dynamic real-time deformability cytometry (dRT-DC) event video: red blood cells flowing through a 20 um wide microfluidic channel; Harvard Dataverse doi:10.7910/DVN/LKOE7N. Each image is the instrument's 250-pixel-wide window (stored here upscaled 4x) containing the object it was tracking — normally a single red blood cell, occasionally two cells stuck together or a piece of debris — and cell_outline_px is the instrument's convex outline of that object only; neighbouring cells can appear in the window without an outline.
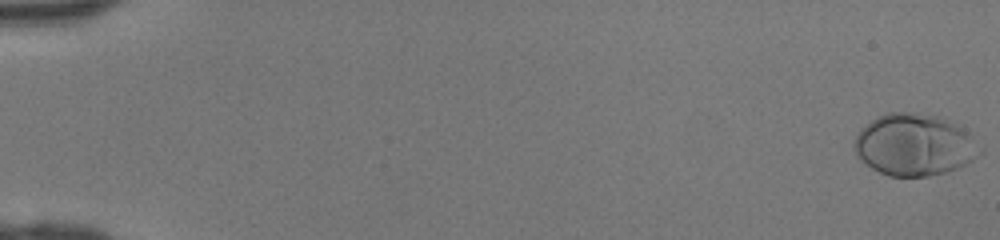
{"species": "human", "species_latin": "Homo sapiens", "temperature_condition": "room temperature", "stored_images_in_passage": 47, "camera_frame_rate_fps": 3000, "um_per_image_px": 0.085, "donor": {"sex": "female"}, "frame": {"image": 1, "passage_image": 1, "time_ms": 0.0, "image_size_px": [1000, 240], "cell_outline_px": [[984, 152], [972, 160], [948, 172], [928, 176], [888, 176], [872, 168], [860, 160], [852, 148], [852, 144], [860, 128], [876, 116], [888, 112], [912, 112], [936, 116], [968, 132], [984, 148]], "centroid_in_image_um": [77.69, 12.32], "position_along_channel_um": 7.3, "area_um2": 45.43}}
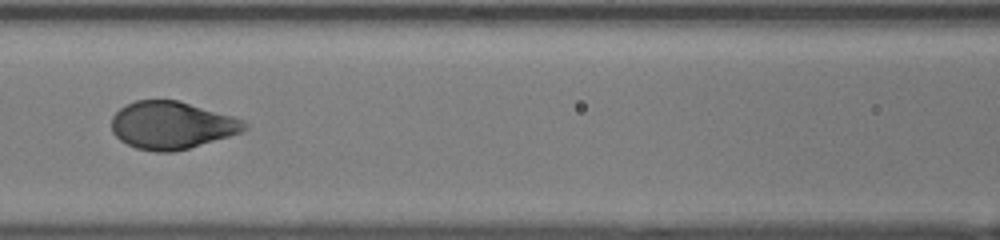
{"frame": {"image": 2, "passage_image": 23, "time_ms": 7.333, "image_size_px": [1000, 240], "cell_outline_px": [[248, 128], [244, 132], [188, 148], [172, 152], [156, 152], [136, 148], [120, 140], [112, 132], [112, 116], [120, 108], [136, 100], [180, 100], [232, 116], [244, 120], [248, 124]], "centroid_in_image_um": [14.62, 10.64], "position_along_channel_um": 152.0, "area_um2": 36.88}}
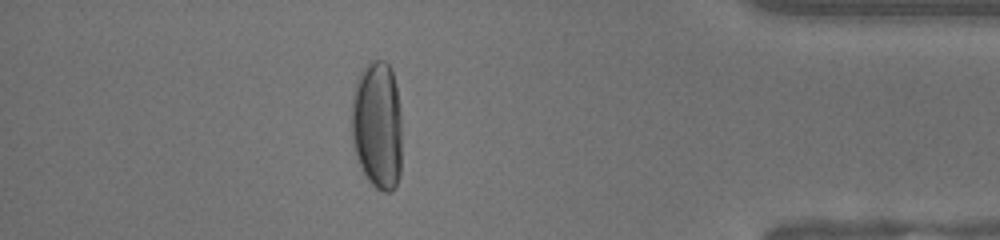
{"frame": {"image": 3, "passage_image": 42, "time_ms": 13.667, "image_size_px": [1000, 240], "cell_outline_px": [[400, 176], [396, 188], [392, 192], [384, 192], [376, 188], [364, 176], [356, 160], [352, 140], [352, 92], [356, 80], [360, 72], [368, 60], [384, 60], [392, 68], [396, 84], [400, 104]], "centroid_in_image_um": [32.06, 10.64], "position_along_channel_um": 403.1, "area_um2": 38.61}}